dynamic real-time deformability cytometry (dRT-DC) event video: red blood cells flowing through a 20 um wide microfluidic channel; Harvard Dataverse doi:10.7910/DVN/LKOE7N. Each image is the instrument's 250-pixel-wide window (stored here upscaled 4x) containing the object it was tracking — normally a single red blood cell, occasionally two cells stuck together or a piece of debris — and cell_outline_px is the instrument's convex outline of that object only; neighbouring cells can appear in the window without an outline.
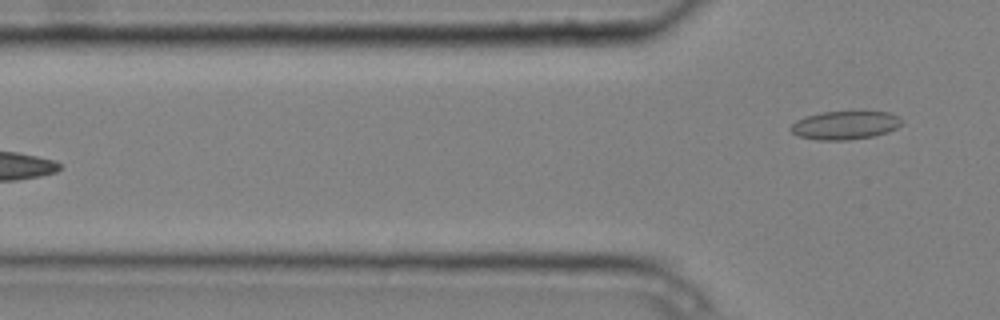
{"species": "common noctule bat (a hibernating species)", "species_latin": "Nyctalus noctula", "temperature_condition": "cold", "stored_images_in_passage": 6, "camera_frame_rate_fps": 3000, "um_per_image_px": 0.085, "animal": {"sex": "male", "body_mass_g": 20.4}, "frame": {"image": 1, "passage_image": 6, "time_ms": 1.667, "image_size_px": [1000, 320], "cell_outline_px": [[900, 124], [896, 128], [888, 132], [872, 136], [848, 140], [816, 140], [796, 136], [788, 128], [796, 120], [804, 116], [824, 112], [860, 108], [864, 108], [888, 112], [896, 116], [900, 120]], "centroid_in_image_um": [71.8, 10.59], "position_along_channel_um": 54.0, "area_um2": 19.25}}